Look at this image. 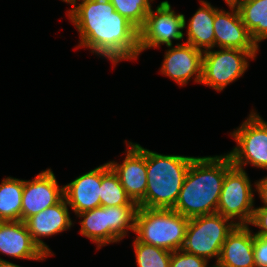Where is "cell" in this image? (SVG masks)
<instances>
[{
  "label": "cell",
  "instance_id": "obj_5",
  "mask_svg": "<svg viewBox=\"0 0 267 267\" xmlns=\"http://www.w3.org/2000/svg\"><path fill=\"white\" fill-rule=\"evenodd\" d=\"M138 206H108L76 214L80 221V234L92 240L100 249L123 239L128 231L135 230Z\"/></svg>",
  "mask_w": 267,
  "mask_h": 267
},
{
  "label": "cell",
  "instance_id": "obj_12",
  "mask_svg": "<svg viewBox=\"0 0 267 267\" xmlns=\"http://www.w3.org/2000/svg\"><path fill=\"white\" fill-rule=\"evenodd\" d=\"M123 163L108 162L118 175L121 185L132 201L139 204L145 198L147 187L146 149L138 143H127Z\"/></svg>",
  "mask_w": 267,
  "mask_h": 267
},
{
  "label": "cell",
  "instance_id": "obj_23",
  "mask_svg": "<svg viewBox=\"0 0 267 267\" xmlns=\"http://www.w3.org/2000/svg\"><path fill=\"white\" fill-rule=\"evenodd\" d=\"M137 267H170L171 253L154 245L133 241Z\"/></svg>",
  "mask_w": 267,
  "mask_h": 267
},
{
  "label": "cell",
  "instance_id": "obj_26",
  "mask_svg": "<svg viewBox=\"0 0 267 267\" xmlns=\"http://www.w3.org/2000/svg\"><path fill=\"white\" fill-rule=\"evenodd\" d=\"M254 261L256 267H267V237H254Z\"/></svg>",
  "mask_w": 267,
  "mask_h": 267
},
{
  "label": "cell",
  "instance_id": "obj_13",
  "mask_svg": "<svg viewBox=\"0 0 267 267\" xmlns=\"http://www.w3.org/2000/svg\"><path fill=\"white\" fill-rule=\"evenodd\" d=\"M167 47L160 72L179 86L187 85L194 75V81L201 84L203 52L187 43Z\"/></svg>",
  "mask_w": 267,
  "mask_h": 267
},
{
  "label": "cell",
  "instance_id": "obj_3",
  "mask_svg": "<svg viewBox=\"0 0 267 267\" xmlns=\"http://www.w3.org/2000/svg\"><path fill=\"white\" fill-rule=\"evenodd\" d=\"M195 157L164 155L146 149L147 187L143 208L172 209Z\"/></svg>",
  "mask_w": 267,
  "mask_h": 267
},
{
  "label": "cell",
  "instance_id": "obj_8",
  "mask_svg": "<svg viewBox=\"0 0 267 267\" xmlns=\"http://www.w3.org/2000/svg\"><path fill=\"white\" fill-rule=\"evenodd\" d=\"M257 52L236 48L204 51L201 83L221 92L244 75L248 60H255Z\"/></svg>",
  "mask_w": 267,
  "mask_h": 267
},
{
  "label": "cell",
  "instance_id": "obj_22",
  "mask_svg": "<svg viewBox=\"0 0 267 267\" xmlns=\"http://www.w3.org/2000/svg\"><path fill=\"white\" fill-rule=\"evenodd\" d=\"M101 206H138L127 195L121 185L118 175L110 167L109 163L101 165Z\"/></svg>",
  "mask_w": 267,
  "mask_h": 267
},
{
  "label": "cell",
  "instance_id": "obj_31",
  "mask_svg": "<svg viewBox=\"0 0 267 267\" xmlns=\"http://www.w3.org/2000/svg\"><path fill=\"white\" fill-rule=\"evenodd\" d=\"M226 2V4H235L237 1L239 0H224Z\"/></svg>",
  "mask_w": 267,
  "mask_h": 267
},
{
  "label": "cell",
  "instance_id": "obj_28",
  "mask_svg": "<svg viewBox=\"0 0 267 267\" xmlns=\"http://www.w3.org/2000/svg\"><path fill=\"white\" fill-rule=\"evenodd\" d=\"M255 188L259 194L261 201L264 203L262 207L267 208V176L255 182Z\"/></svg>",
  "mask_w": 267,
  "mask_h": 267
},
{
  "label": "cell",
  "instance_id": "obj_30",
  "mask_svg": "<svg viewBox=\"0 0 267 267\" xmlns=\"http://www.w3.org/2000/svg\"><path fill=\"white\" fill-rule=\"evenodd\" d=\"M62 1L71 5H73L75 2H78V0H62Z\"/></svg>",
  "mask_w": 267,
  "mask_h": 267
},
{
  "label": "cell",
  "instance_id": "obj_14",
  "mask_svg": "<svg viewBox=\"0 0 267 267\" xmlns=\"http://www.w3.org/2000/svg\"><path fill=\"white\" fill-rule=\"evenodd\" d=\"M228 6L230 12L215 8L213 23L215 47L258 51L259 47L251 39L237 7L234 4H228Z\"/></svg>",
  "mask_w": 267,
  "mask_h": 267
},
{
  "label": "cell",
  "instance_id": "obj_25",
  "mask_svg": "<svg viewBox=\"0 0 267 267\" xmlns=\"http://www.w3.org/2000/svg\"><path fill=\"white\" fill-rule=\"evenodd\" d=\"M170 267H211L205 258L188 253L182 249L173 251L170 258Z\"/></svg>",
  "mask_w": 267,
  "mask_h": 267
},
{
  "label": "cell",
  "instance_id": "obj_1",
  "mask_svg": "<svg viewBox=\"0 0 267 267\" xmlns=\"http://www.w3.org/2000/svg\"><path fill=\"white\" fill-rule=\"evenodd\" d=\"M67 15L80 34L77 47L110 60L115 66L122 60H137L139 30L109 0H80Z\"/></svg>",
  "mask_w": 267,
  "mask_h": 267
},
{
  "label": "cell",
  "instance_id": "obj_16",
  "mask_svg": "<svg viewBox=\"0 0 267 267\" xmlns=\"http://www.w3.org/2000/svg\"><path fill=\"white\" fill-rule=\"evenodd\" d=\"M0 253L29 260H44L49 257L33 241L25 222L0 221Z\"/></svg>",
  "mask_w": 267,
  "mask_h": 267
},
{
  "label": "cell",
  "instance_id": "obj_11",
  "mask_svg": "<svg viewBox=\"0 0 267 267\" xmlns=\"http://www.w3.org/2000/svg\"><path fill=\"white\" fill-rule=\"evenodd\" d=\"M64 197L52 169L40 172L33 180H23L21 221L57 204Z\"/></svg>",
  "mask_w": 267,
  "mask_h": 267
},
{
  "label": "cell",
  "instance_id": "obj_9",
  "mask_svg": "<svg viewBox=\"0 0 267 267\" xmlns=\"http://www.w3.org/2000/svg\"><path fill=\"white\" fill-rule=\"evenodd\" d=\"M253 192L246 171L233 166L225 175L217 213L236 225H249L255 206Z\"/></svg>",
  "mask_w": 267,
  "mask_h": 267
},
{
  "label": "cell",
  "instance_id": "obj_19",
  "mask_svg": "<svg viewBox=\"0 0 267 267\" xmlns=\"http://www.w3.org/2000/svg\"><path fill=\"white\" fill-rule=\"evenodd\" d=\"M201 6L189 19L187 25V41L185 43L192 45L202 52L214 49V16L215 7L211 3L200 0Z\"/></svg>",
  "mask_w": 267,
  "mask_h": 267
},
{
  "label": "cell",
  "instance_id": "obj_17",
  "mask_svg": "<svg viewBox=\"0 0 267 267\" xmlns=\"http://www.w3.org/2000/svg\"><path fill=\"white\" fill-rule=\"evenodd\" d=\"M64 186V197L75 215L101 207V165Z\"/></svg>",
  "mask_w": 267,
  "mask_h": 267
},
{
  "label": "cell",
  "instance_id": "obj_29",
  "mask_svg": "<svg viewBox=\"0 0 267 267\" xmlns=\"http://www.w3.org/2000/svg\"><path fill=\"white\" fill-rule=\"evenodd\" d=\"M0 267H21V266L0 258Z\"/></svg>",
  "mask_w": 267,
  "mask_h": 267
},
{
  "label": "cell",
  "instance_id": "obj_21",
  "mask_svg": "<svg viewBox=\"0 0 267 267\" xmlns=\"http://www.w3.org/2000/svg\"><path fill=\"white\" fill-rule=\"evenodd\" d=\"M23 180L6 177L0 184V221L21 220Z\"/></svg>",
  "mask_w": 267,
  "mask_h": 267
},
{
  "label": "cell",
  "instance_id": "obj_6",
  "mask_svg": "<svg viewBox=\"0 0 267 267\" xmlns=\"http://www.w3.org/2000/svg\"><path fill=\"white\" fill-rule=\"evenodd\" d=\"M235 226V223L219 213L190 218L182 250L207 261L215 257L216 264L222 245Z\"/></svg>",
  "mask_w": 267,
  "mask_h": 267
},
{
  "label": "cell",
  "instance_id": "obj_24",
  "mask_svg": "<svg viewBox=\"0 0 267 267\" xmlns=\"http://www.w3.org/2000/svg\"><path fill=\"white\" fill-rule=\"evenodd\" d=\"M115 11L129 20L138 30L144 25L154 0H109Z\"/></svg>",
  "mask_w": 267,
  "mask_h": 267
},
{
  "label": "cell",
  "instance_id": "obj_18",
  "mask_svg": "<svg viewBox=\"0 0 267 267\" xmlns=\"http://www.w3.org/2000/svg\"><path fill=\"white\" fill-rule=\"evenodd\" d=\"M254 237L249 225H236L222 245L217 267H256Z\"/></svg>",
  "mask_w": 267,
  "mask_h": 267
},
{
  "label": "cell",
  "instance_id": "obj_27",
  "mask_svg": "<svg viewBox=\"0 0 267 267\" xmlns=\"http://www.w3.org/2000/svg\"><path fill=\"white\" fill-rule=\"evenodd\" d=\"M251 225L257 226L259 231L253 233L255 236L267 237V208H254L253 216L250 222Z\"/></svg>",
  "mask_w": 267,
  "mask_h": 267
},
{
  "label": "cell",
  "instance_id": "obj_15",
  "mask_svg": "<svg viewBox=\"0 0 267 267\" xmlns=\"http://www.w3.org/2000/svg\"><path fill=\"white\" fill-rule=\"evenodd\" d=\"M68 207L65 197H63L57 204L42 210L25 221L33 241L49 256L54 254L40 238L53 236L71 228L73 221L70 218Z\"/></svg>",
  "mask_w": 267,
  "mask_h": 267
},
{
  "label": "cell",
  "instance_id": "obj_2",
  "mask_svg": "<svg viewBox=\"0 0 267 267\" xmlns=\"http://www.w3.org/2000/svg\"><path fill=\"white\" fill-rule=\"evenodd\" d=\"M232 167V160L226 153L195 157L172 209L189 219L217 213L223 181Z\"/></svg>",
  "mask_w": 267,
  "mask_h": 267
},
{
  "label": "cell",
  "instance_id": "obj_20",
  "mask_svg": "<svg viewBox=\"0 0 267 267\" xmlns=\"http://www.w3.org/2000/svg\"><path fill=\"white\" fill-rule=\"evenodd\" d=\"M251 39L259 43L267 39V0H239L234 4Z\"/></svg>",
  "mask_w": 267,
  "mask_h": 267
},
{
  "label": "cell",
  "instance_id": "obj_7",
  "mask_svg": "<svg viewBox=\"0 0 267 267\" xmlns=\"http://www.w3.org/2000/svg\"><path fill=\"white\" fill-rule=\"evenodd\" d=\"M236 147L227 153L233 166L243 169L250 164L256 168L267 169V122L253 110L247 119L231 134Z\"/></svg>",
  "mask_w": 267,
  "mask_h": 267
},
{
  "label": "cell",
  "instance_id": "obj_4",
  "mask_svg": "<svg viewBox=\"0 0 267 267\" xmlns=\"http://www.w3.org/2000/svg\"><path fill=\"white\" fill-rule=\"evenodd\" d=\"M188 221L173 209L138 207L134 233L142 243L173 252L183 247Z\"/></svg>",
  "mask_w": 267,
  "mask_h": 267
},
{
  "label": "cell",
  "instance_id": "obj_10",
  "mask_svg": "<svg viewBox=\"0 0 267 267\" xmlns=\"http://www.w3.org/2000/svg\"><path fill=\"white\" fill-rule=\"evenodd\" d=\"M186 28L184 14H176L169 2L162 1L154 10H150L144 25L139 29L140 53L146 49L159 48L161 45L172 46V40L184 38Z\"/></svg>",
  "mask_w": 267,
  "mask_h": 267
}]
</instances>
